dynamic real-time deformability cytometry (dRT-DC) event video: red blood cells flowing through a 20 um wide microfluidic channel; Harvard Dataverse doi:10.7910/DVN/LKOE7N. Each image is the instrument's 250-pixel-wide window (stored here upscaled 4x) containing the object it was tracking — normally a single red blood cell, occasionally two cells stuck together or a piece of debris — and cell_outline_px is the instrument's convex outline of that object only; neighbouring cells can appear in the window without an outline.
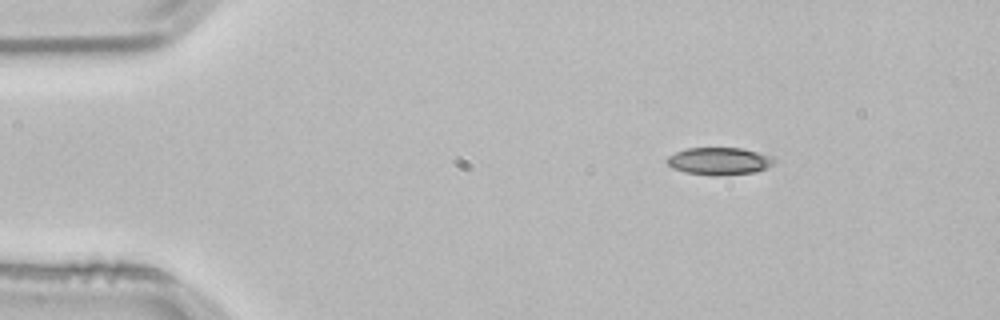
{"species": "common noctule bat (a hibernating species)", "species_latin": "Nyctalus noctula", "temperature_condition": "room temperature", "stored_images_in_passage": 46, "camera_frame_rate_fps": 3000, "um_per_image_px": 0.085, "animal": {"sex": "male", "body_mass_g": 21.5, "forearm_length_mm": 52.0}, "frame": {"image": 1, "passage_image": 1, "time_ms": 0.0, "image_size_px": [1000, 320], "cell_outline_px": [[772, 164], [756, 172], [724, 176], [684, 172], [672, 168], [664, 160], [668, 156], [676, 152], [688, 148], [740, 148], [772, 156]], "centroid_in_image_um": [61.08, 13.7], "position_along_channel_um": 23.9, "area_um2": 16.94}}
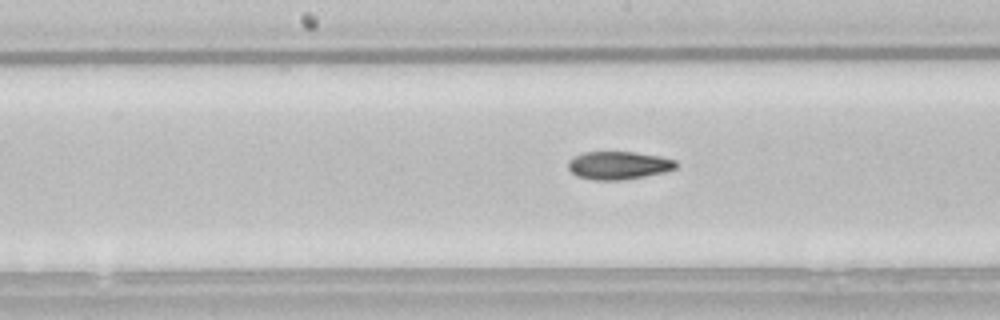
{"frame": {"image": 2, "passage_image": 20, "time_ms": 6.333, "image_size_px": [1000, 320], "cell_outline_px": [[676, 168], [664, 172], [644, 176], [620, 180], [592, 180], [576, 176], [568, 168], [568, 160], [584, 152], [636, 152], [660, 156], [676, 160]], "centroid_in_image_um": [52.56, 14.05], "position_along_channel_um": 195.6, "area_um2": 17.57}}
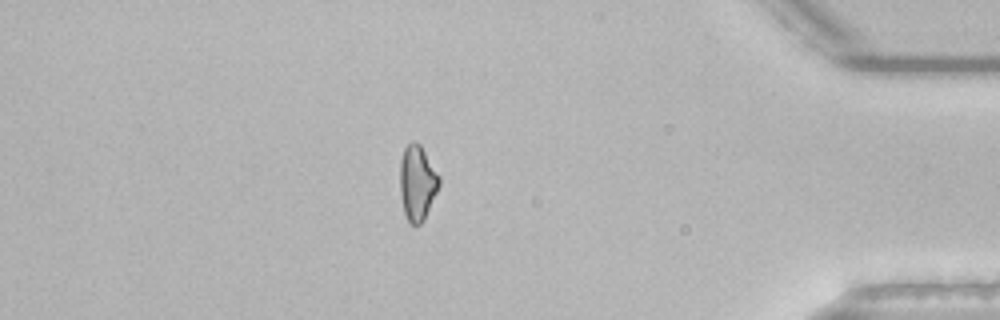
{"frame": {"image": 3, "passage_image": 39, "time_ms": 12.667, "image_size_px": [1000, 320], "cell_outline_px": [[440, 184], [424, 220], [420, 224], [408, 224], [404, 212], [400, 192], [400, 160], [404, 148], [412, 140], [420, 144], [440, 176]], "centroid_in_image_um": [35.46, 15.54], "position_along_channel_um": 399.7, "area_um2": 17.22}, "authors_computed_cell_mechanics": {"area_um2": 17.34, "velocity_mm_per_s": 3.8503, "shape_relaxation_time_tau1_ms": 4.993, "shape_relaxation_time_tau2_ms": 4.4623, "deformation_change_tau1": 0.1502, "deformation_change_tau2": 0.1105}}